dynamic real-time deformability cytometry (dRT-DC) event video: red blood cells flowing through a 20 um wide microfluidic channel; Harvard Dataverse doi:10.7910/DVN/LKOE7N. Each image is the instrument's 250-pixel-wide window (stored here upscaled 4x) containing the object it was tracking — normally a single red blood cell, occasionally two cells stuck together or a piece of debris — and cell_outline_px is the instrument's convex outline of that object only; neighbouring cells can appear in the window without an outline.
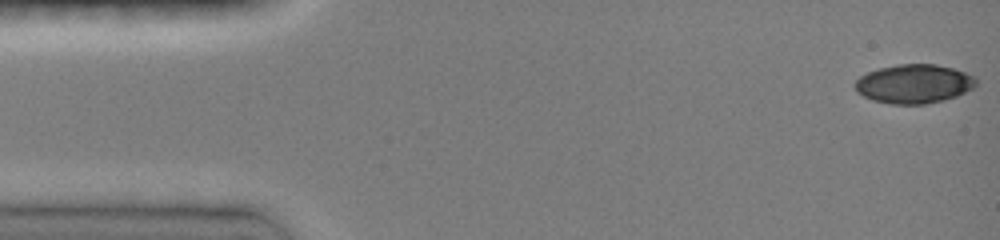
{"species": "common noctule bat (a hibernating species)", "species_latin": "Nyctalus noctula", "temperature_condition": "room temperature", "stored_images_in_passage": 9, "camera_frame_rate_fps": 3000, "um_per_image_px": 0.085, "animal": {"sex": "female", "body_mass_g": 19.0, "forearm_length_mm": 51.5}, "frame": {"image": 1, "passage_image": 1, "time_ms": 0.0, "image_size_px": [1000, 240], "cell_outline_px": [[976, 84], [972, 88], [956, 96], [944, 100], [924, 104], [892, 104], [872, 100], [856, 92], [852, 84], [860, 76], [868, 72], [880, 68], [896, 64], [936, 64], [952, 68], [976, 76]], "centroid_in_image_um": [77.66, 7.12], "position_along_channel_um": 7.3, "area_um2": 27.57}}